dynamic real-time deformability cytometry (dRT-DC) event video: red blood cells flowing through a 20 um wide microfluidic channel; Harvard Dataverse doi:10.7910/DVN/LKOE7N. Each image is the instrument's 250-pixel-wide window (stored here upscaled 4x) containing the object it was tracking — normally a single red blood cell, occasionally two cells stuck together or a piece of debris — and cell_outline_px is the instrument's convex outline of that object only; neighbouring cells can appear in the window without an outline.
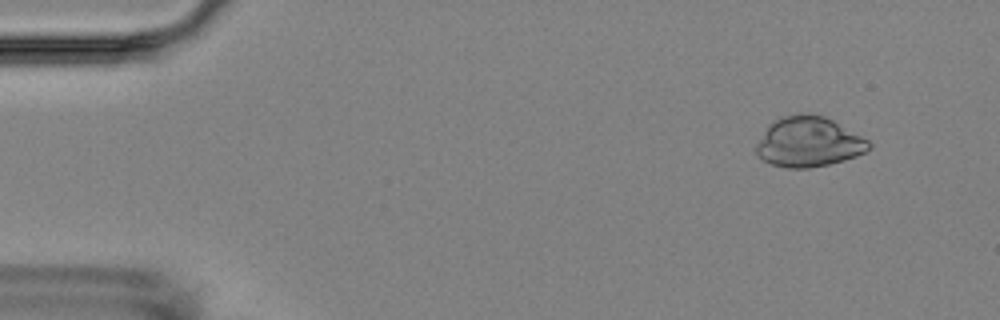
{"species": "Egyptian fruit bat (a non-hibernating species)", "species_latin": "Rousettus aegyptiacus", "temperature_condition": "room temperature", "stored_images_in_passage": 8, "camera_frame_rate_fps": 3000, "um_per_image_px": 0.085, "animal": {"sex": "female"}, "frame": {"image": 1, "passage_image": 2, "time_ms": 1.0, "image_size_px": [1000, 320], "cell_outline_px": [[872, 148], [856, 156], [844, 160], [828, 164], [808, 168], [788, 168], [772, 164], [756, 156], [756, 148], [764, 132], [776, 120], [784, 116], [796, 112], [812, 112], [824, 116], [832, 120], [868, 140], [872, 144]], "centroid_in_image_um": [68.75, 12.06], "position_along_channel_um": 16.2, "area_um2": 32.66}}
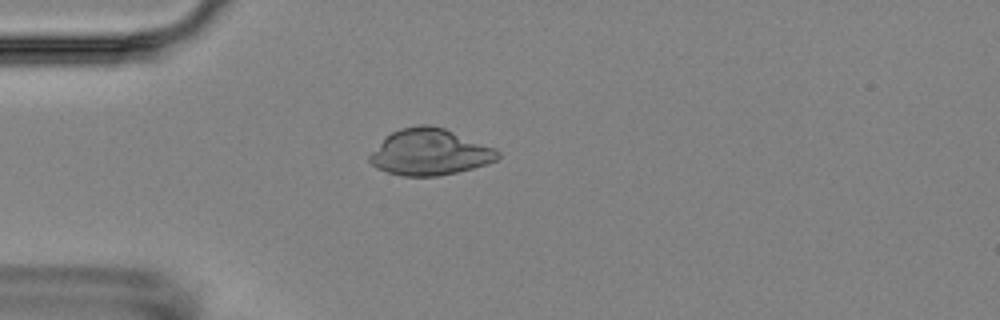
{"frame": {"image": 2, "passage_image": 5, "time_ms": 4.333, "image_size_px": [1000, 320], "cell_outline_px": [[500, 156], [496, 160], [472, 168], [440, 176], [404, 176], [388, 172], [376, 168], [368, 160], [368, 156], [392, 132], [404, 128], [420, 124], [428, 124], [444, 128], [496, 148], [500, 152]], "centroid_in_image_um": [36.55, 12.94], "position_along_channel_um": 48.4, "area_um2": 34.16}}
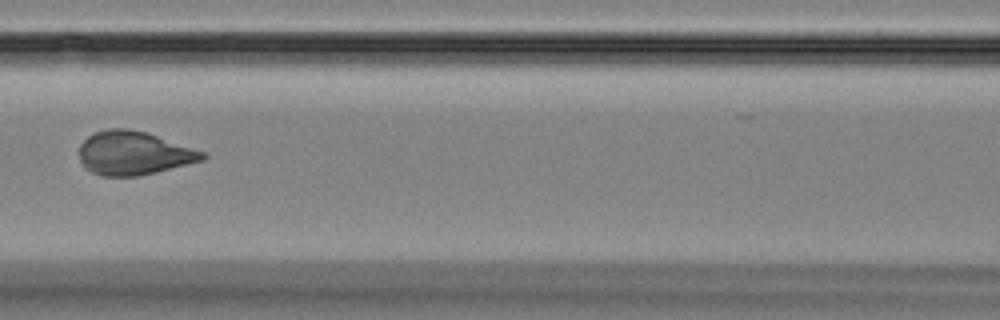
{"frame": {"image": 3, "passage_image": 8, "time_ms": 7.667, "image_size_px": [1000, 320], "cell_outline_px": [[208, 156], [204, 160], [156, 172], [136, 176], [100, 176], [84, 168], [80, 160], [80, 144], [92, 132], [108, 128], [124, 128], [148, 132], [204, 152]], "centroid_in_image_um": [11.35, 13.01], "position_along_channel_um": 155.3, "area_um2": 31.44}}